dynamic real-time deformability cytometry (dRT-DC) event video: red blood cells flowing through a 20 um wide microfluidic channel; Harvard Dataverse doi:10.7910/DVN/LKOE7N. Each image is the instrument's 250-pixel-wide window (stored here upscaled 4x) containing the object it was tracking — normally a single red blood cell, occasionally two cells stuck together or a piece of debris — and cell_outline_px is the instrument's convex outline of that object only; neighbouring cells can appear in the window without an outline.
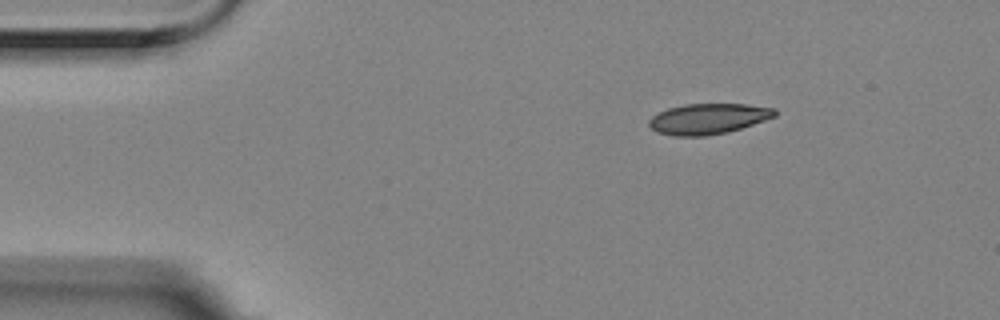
{"species": "Egyptian fruit bat (a non-hibernating species)", "species_latin": "Rousettus aegyptiacus", "temperature_condition": "room temperature", "stored_images_in_passage": 2, "camera_frame_rate_fps": 3000, "um_per_image_px": 0.085, "animal": {"sex": "female"}, "frame": {"image": 1, "passage_image": 1, "time_ms": 0.0, "image_size_px": [1000, 320], "cell_outline_px": [[776, 116], [728, 132], [704, 136], [672, 136], [656, 132], [648, 124], [648, 120], [652, 116], [668, 108], [684, 104], [744, 104], [776, 108]], "centroid_in_image_um": [60.17, 10.1], "position_along_channel_um": 24.8, "area_um2": 22.37}}